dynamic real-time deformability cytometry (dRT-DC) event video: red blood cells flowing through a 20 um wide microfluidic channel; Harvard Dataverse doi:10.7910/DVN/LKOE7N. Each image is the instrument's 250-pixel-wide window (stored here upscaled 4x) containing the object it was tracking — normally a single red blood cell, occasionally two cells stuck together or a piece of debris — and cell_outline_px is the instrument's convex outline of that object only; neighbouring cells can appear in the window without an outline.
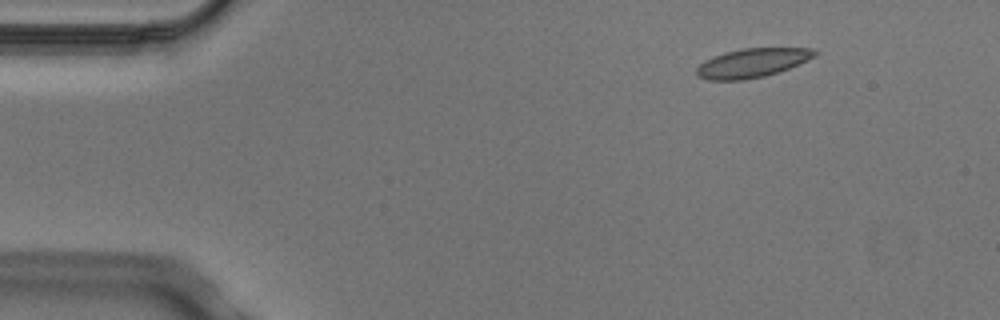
{"species": "Egyptian fruit bat (a non-hibernating species)", "species_latin": "Rousettus aegyptiacus", "temperature_condition": "cold", "stored_images_in_passage": 2, "camera_frame_rate_fps": 3000, "um_per_image_px": 0.085, "animal": {"sex": "male"}, "frame": {"image": 1, "passage_image": 2, "time_ms": 0.333, "image_size_px": [1000, 320], "cell_outline_px": [[820, 52], [816, 56], [808, 60], [780, 72], [764, 76], [744, 80], [708, 80], [696, 76], [696, 68], [704, 60], [724, 52], [740, 48], [812, 48]], "centroid_in_image_um": [63.95, 5.34], "position_along_channel_um": 21.1, "area_um2": 20.23}}